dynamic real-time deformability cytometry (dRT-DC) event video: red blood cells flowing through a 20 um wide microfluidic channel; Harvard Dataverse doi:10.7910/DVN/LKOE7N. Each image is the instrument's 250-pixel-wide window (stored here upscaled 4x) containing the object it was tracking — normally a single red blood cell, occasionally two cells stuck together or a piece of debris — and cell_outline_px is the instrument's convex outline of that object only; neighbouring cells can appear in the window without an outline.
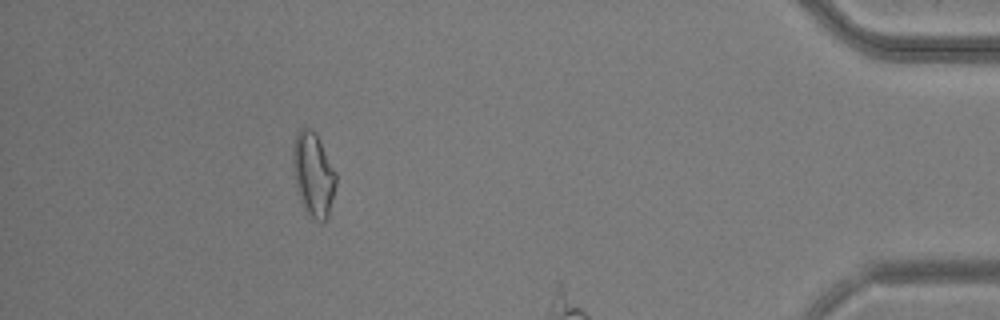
{"species": "common noctule bat (a hibernating species)", "species_latin": "Nyctalus noctula", "temperature_condition": "warm", "stored_images_in_passage": 41, "camera_frame_rate_fps": 3000, "um_per_image_px": 0.085, "animal": {"sex": "male", "body_mass_g": 20.5, "forearm_length_mm": 52.5}, "frame": {"image": 1, "passage_image": 36, "time_ms": 11.667, "image_size_px": [1000, 320], "cell_outline_px": [[336, 184], [328, 216], [320, 224], [308, 216], [304, 208], [296, 184], [292, 164], [292, 144], [296, 132], [300, 128], [312, 128], [316, 132], [336, 172]], "centroid_in_image_um": [26.62, 14.79], "position_along_channel_um": 408.6, "area_um2": 21.27}}